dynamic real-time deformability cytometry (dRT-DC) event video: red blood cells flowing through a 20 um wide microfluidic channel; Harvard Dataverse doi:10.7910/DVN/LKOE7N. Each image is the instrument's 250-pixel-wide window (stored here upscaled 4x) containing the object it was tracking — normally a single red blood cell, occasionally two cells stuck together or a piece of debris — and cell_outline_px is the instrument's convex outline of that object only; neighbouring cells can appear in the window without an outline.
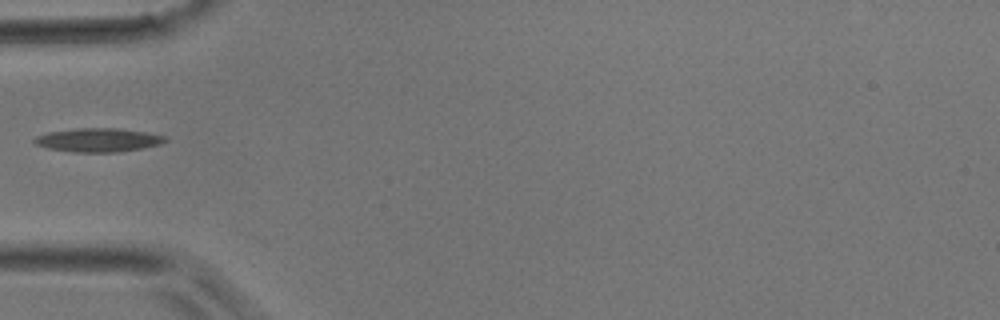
{"species": "common noctule bat (a hibernating species)", "species_latin": "Nyctalus noctula", "temperature_condition": "room temperature", "stored_images_in_passage": 13, "camera_frame_rate_fps": 3000, "um_per_image_px": 0.085, "animal": {"sex": "male", "body_mass_g": 17.9}, "frame": {"image": 1, "passage_image": 1, "time_ms": 0.0, "image_size_px": [1000, 320], "cell_outline_px": [[168, 140], [160, 144], [144, 148], [116, 152], [72, 152], [48, 148], [36, 144], [32, 140], [36, 136], [48, 132], [80, 128], [116, 128], [144, 132], [164, 136]], "centroid_in_image_um": [8.33, 11.9], "position_along_channel_um": 76.7, "area_um2": 17.92}}
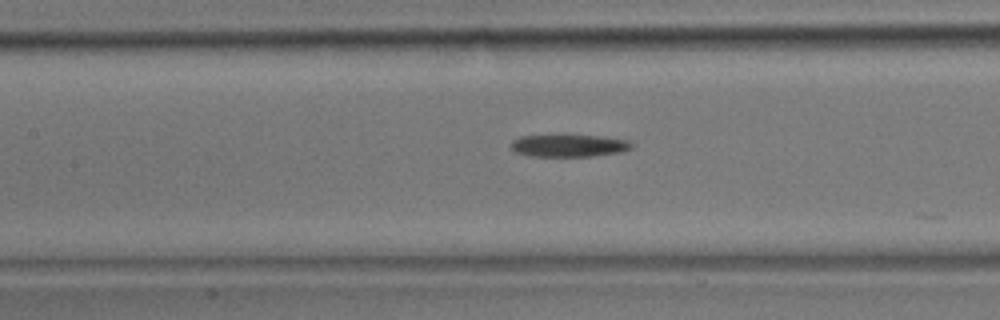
{"frame": {"image": 2, "passage_image": 6, "time_ms": 1.667, "image_size_px": [1000, 320], "cell_outline_px": [[636, 144], [632, 148], [620, 152], [592, 156], [532, 156], [512, 152], [512, 140], [520, 136], [560, 132], [596, 136], [628, 140]], "centroid_in_image_um": [48.31, 12.33], "position_along_channel_um": 159.1, "area_um2": 16.59}}
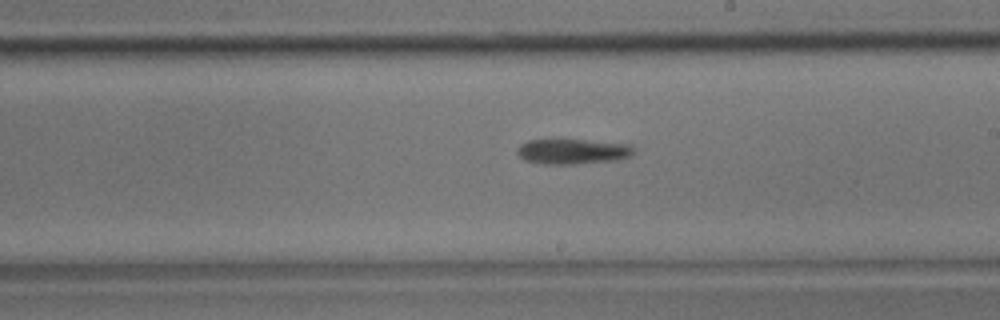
{"frame": {"image": 3, "passage_image": 11, "time_ms": 3.333, "image_size_px": [1000, 320], "cell_outline_px": [[636, 148], [632, 156], [616, 160], [572, 164], [544, 164], [524, 160], [516, 152], [516, 148], [520, 144], [528, 140], [584, 140], [632, 144]], "centroid_in_image_um": [48.7, 12.87], "position_along_channel_um": 240.3, "area_um2": 17.22}}